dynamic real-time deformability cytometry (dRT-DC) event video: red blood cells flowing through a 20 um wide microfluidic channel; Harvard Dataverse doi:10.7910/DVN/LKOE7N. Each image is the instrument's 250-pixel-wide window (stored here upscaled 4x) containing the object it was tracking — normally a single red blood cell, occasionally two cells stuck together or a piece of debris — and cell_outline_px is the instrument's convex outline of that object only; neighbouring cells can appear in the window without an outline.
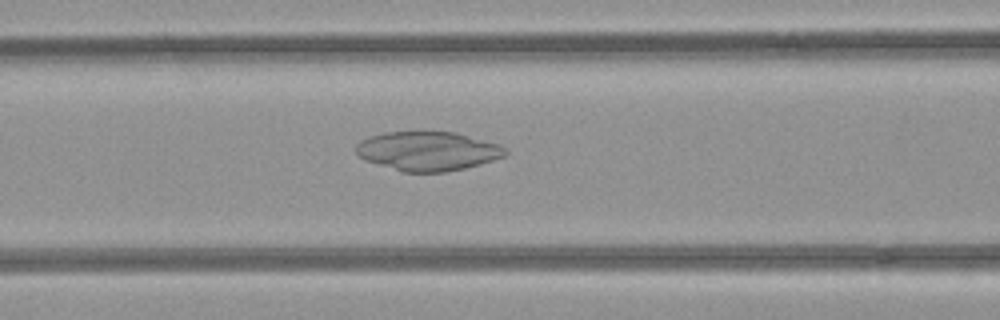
{"species": "common noctule bat (a hibernating species)", "species_latin": "Nyctalus noctula", "temperature_condition": "room temperature", "stored_images_in_passage": 48, "camera_frame_rate_fps": 3000, "um_per_image_px": 0.085, "animal": {"sex": "female", "body_mass_g": 21.9}, "frame": {"image": 1, "passage_image": 18, "time_ms": 5.667, "image_size_px": [1000, 320], "cell_outline_px": [[508, 152], [504, 156], [480, 164], [464, 168], [444, 172], [404, 172], [364, 160], [356, 152], [356, 144], [360, 140], [368, 136], [384, 132], [456, 132], [500, 144]], "centroid_in_image_um": [36.34, 12.83], "position_along_channel_um": 130.3, "area_um2": 33.99}}
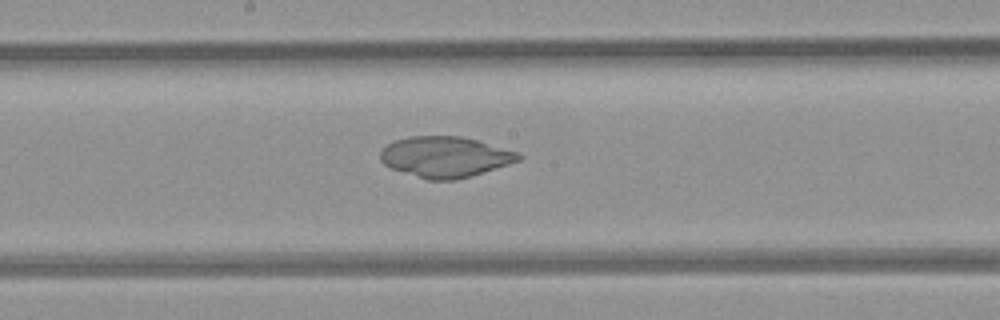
{"frame": {"image": 2, "passage_image": 24, "time_ms": 7.667, "image_size_px": [1000, 320], "cell_outline_px": [[524, 156], [520, 160], [472, 176], [456, 180], [428, 180], [392, 168], [384, 164], [380, 160], [380, 152], [388, 144], [396, 140], [408, 136], [460, 136], [476, 140], [520, 152]], "centroid_in_image_um": [37.87, 13.33], "position_along_channel_um": 210.3, "area_um2": 32.71}}
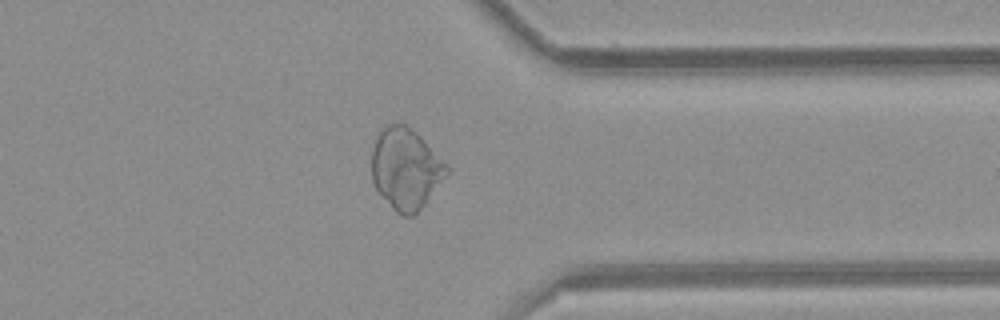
{"frame": {"image": 3, "passage_image": 37, "time_ms": 12.0, "image_size_px": [1000, 320], "cell_outline_px": [[452, 168], [424, 204], [412, 216], [404, 216], [396, 212], [392, 208], [376, 188], [372, 180], [372, 148], [376, 136], [388, 124], [404, 124], [416, 132]], "centroid_in_image_um": [34.49, 14.33], "position_along_channel_um": 376.9, "area_um2": 35.14}}